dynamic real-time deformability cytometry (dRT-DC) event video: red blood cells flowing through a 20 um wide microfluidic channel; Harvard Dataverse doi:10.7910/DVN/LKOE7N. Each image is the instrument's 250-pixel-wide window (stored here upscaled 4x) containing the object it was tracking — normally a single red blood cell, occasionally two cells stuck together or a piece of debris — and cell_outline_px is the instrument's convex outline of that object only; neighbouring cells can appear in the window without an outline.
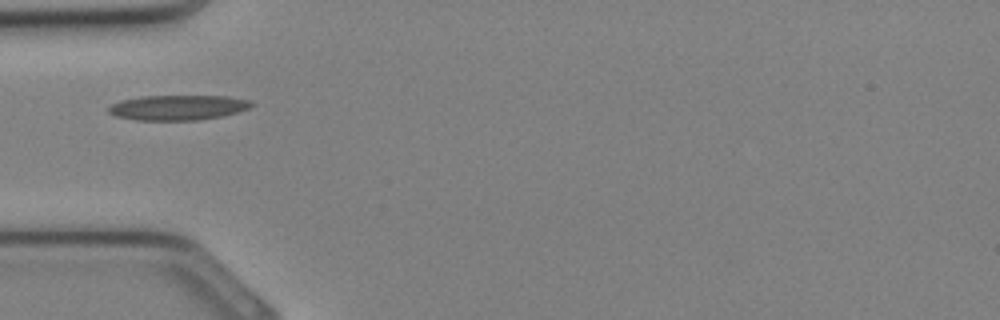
{"species": "Egyptian fruit bat (a non-hibernating species)", "species_latin": "Rousettus aegyptiacus", "temperature_condition": "cold", "stored_images_in_passage": 15, "camera_frame_rate_fps": 3000, "um_per_image_px": 0.085, "animal": {"sex": "female"}, "frame": {"image": 1, "passage_image": 1, "time_ms": 0.0, "image_size_px": [1000, 320], "cell_outline_px": [[256, 104], [248, 108], [236, 112], [220, 116], [200, 120], [136, 120], [116, 116], [108, 112], [108, 108], [112, 104], [120, 100], [140, 96], [228, 96], [252, 100]], "centroid_in_image_um": [15.13, 9.13], "position_along_channel_um": 69.9, "area_um2": 20.92}}
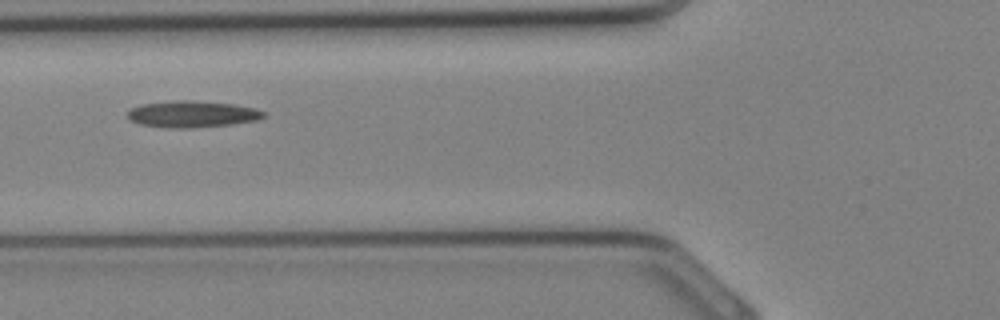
{"frame": {"image": 2, "passage_image": 3, "time_ms": 0.667, "image_size_px": [1000, 320], "cell_outline_px": [[268, 116], [256, 120], [232, 124], [192, 128], [172, 128], [140, 124], [128, 120], [128, 112], [132, 108], [140, 104], [180, 100], [192, 100], [236, 104], [256, 108], [268, 112]], "centroid_in_image_um": [16.4, 9.69], "position_along_channel_um": 109.4, "area_um2": 21.27}}
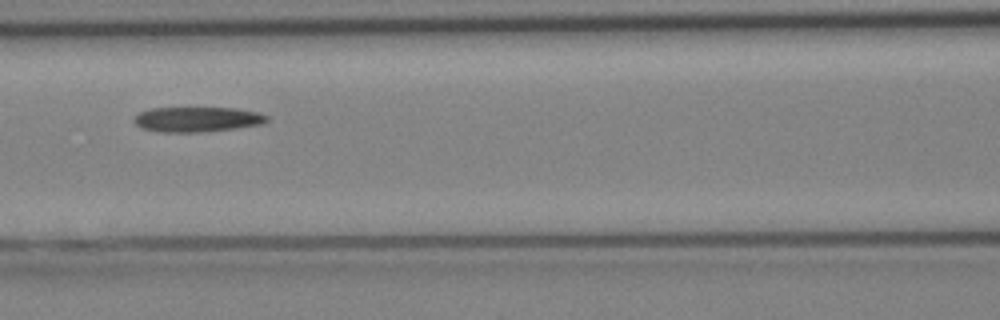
{"frame": {"image": 3, "passage_image": 5, "time_ms": 1.333, "image_size_px": [1000, 320], "cell_outline_px": [[268, 120], [260, 124], [232, 128], [200, 132], [160, 132], [140, 128], [132, 120], [140, 112], [152, 108], [236, 108], [256, 112], [268, 116]], "centroid_in_image_um": [16.7, 10.14], "position_along_channel_um": 149.9, "area_um2": 19.13}}